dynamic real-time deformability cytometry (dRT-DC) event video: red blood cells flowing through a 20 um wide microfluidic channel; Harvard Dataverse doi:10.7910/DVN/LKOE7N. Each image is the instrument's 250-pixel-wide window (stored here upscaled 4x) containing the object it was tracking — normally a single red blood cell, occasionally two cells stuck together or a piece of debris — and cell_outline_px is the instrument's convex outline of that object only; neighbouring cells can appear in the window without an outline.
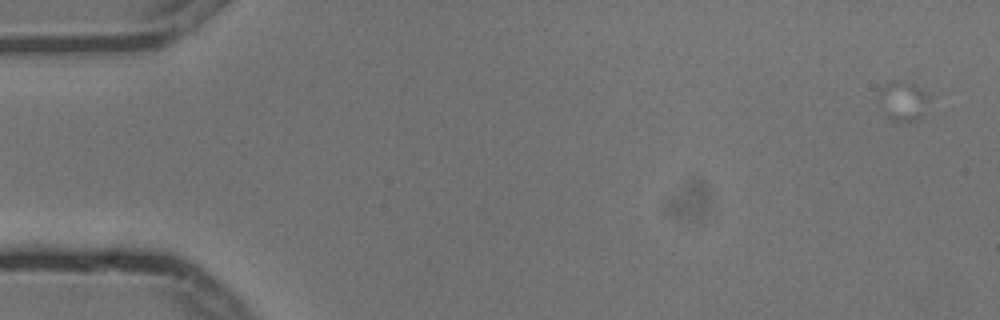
{"species": "common noctule bat (a hibernating species)", "species_latin": "Nyctalus noctula", "temperature_condition": "cold", "stored_images_in_passage": 2, "camera_frame_rate_fps": 3000, "um_per_image_px": 0.085, "animal": {"sex": "male", "body_mass_g": 13.3}, "frame": {"image": 1, "passage_image": 1, "time_ms": 0.0, "image_size_px": [1000, 320], "cell_outline_px": [[928, 100], [924, 116], [916, 120], [892, 120], [884, 112], [880, 96], [880, 92], [884, 84], [892, 80], [900, 80], [912, 84], [920, 88], [928, 96]], "centroid_in_image_um": [76.78, 8.56], "position_along_channel_um": 8.2, "area_um2": 11.16}}